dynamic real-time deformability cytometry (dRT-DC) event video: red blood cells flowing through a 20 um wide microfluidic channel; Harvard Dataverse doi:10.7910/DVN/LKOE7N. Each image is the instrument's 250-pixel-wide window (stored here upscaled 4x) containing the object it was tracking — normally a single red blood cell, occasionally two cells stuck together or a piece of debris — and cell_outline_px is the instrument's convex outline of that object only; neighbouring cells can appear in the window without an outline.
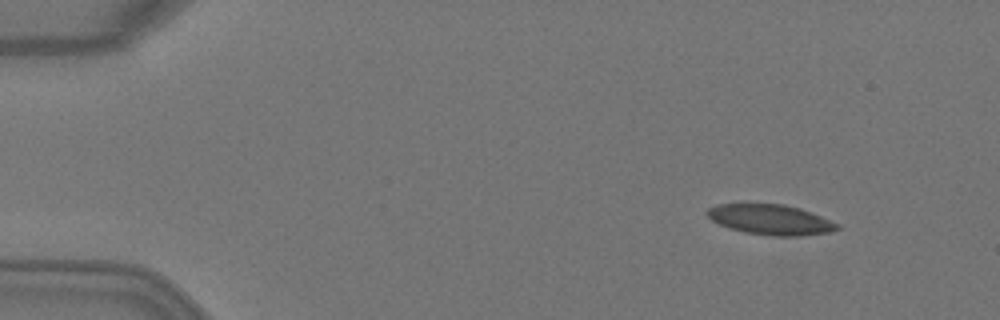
{"species": "Egyptian fruit bat (a non-hibernating species)", "species_latin": "Rousettus aegyptiacus", "temperature_condition": "warm", "stored_images_in_passage": 3, "camera_frame_rate_fps": 3000, "um_per_image_px": 0.085, "animal": {"sex": "female"}, "frame": {"image": 1, "passage_image": 1, "time_ms": 0.0, "image_size_px": [1000, 320], "cell_outline_px": [[840, 228], [828, 232], [796, 236], [772, 236], [744, 232], [728, 228], [712, 220], [704, 212], [708, 208], [716, 204], [784, 204], [800, 208], [812, 212], [840, 224]], "centroid_in_image_um": [65.49, 18.66], "position_along_channel_um": 19.5, "area_um2": 22.95}}